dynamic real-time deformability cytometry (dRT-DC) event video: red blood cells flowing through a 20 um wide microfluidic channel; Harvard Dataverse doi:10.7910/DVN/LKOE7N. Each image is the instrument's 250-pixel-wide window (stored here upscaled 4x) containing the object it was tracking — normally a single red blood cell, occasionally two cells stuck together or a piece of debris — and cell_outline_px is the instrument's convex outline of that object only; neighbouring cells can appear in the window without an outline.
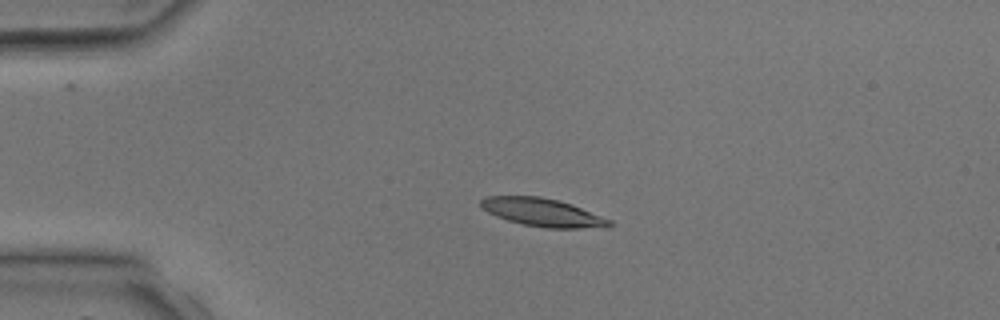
{"species": "common noctule bat (a hibernating species)", "species_latin": "Nyctalus noctula", "temperature_condition": "room temperature", "stored_images_in_passage": 4, "camera_frame_rate_fps": 3000, "um_per_image_px": 0.085, "animal": {"sex": "male", "body_mass_g": 17.9, "forearm_length_mm": 54.2}, "frame": {"image": 1, "passage_image": 3, "time_ms": 2.333, "image_size_px": [1000, 320], "cell_outline_px": [[612, 224], [608, 228], [548, 228], [524, 224], [508, 220], [496, 216], [480, 208], [480, 200], [488, 196], [540, 196], [560, 200], [572, 204], [612, 220]], "centroid_in_image_um": [46.15, 18.05], "position_along_channel_um": 38.8, "area_um2": 21.15}}